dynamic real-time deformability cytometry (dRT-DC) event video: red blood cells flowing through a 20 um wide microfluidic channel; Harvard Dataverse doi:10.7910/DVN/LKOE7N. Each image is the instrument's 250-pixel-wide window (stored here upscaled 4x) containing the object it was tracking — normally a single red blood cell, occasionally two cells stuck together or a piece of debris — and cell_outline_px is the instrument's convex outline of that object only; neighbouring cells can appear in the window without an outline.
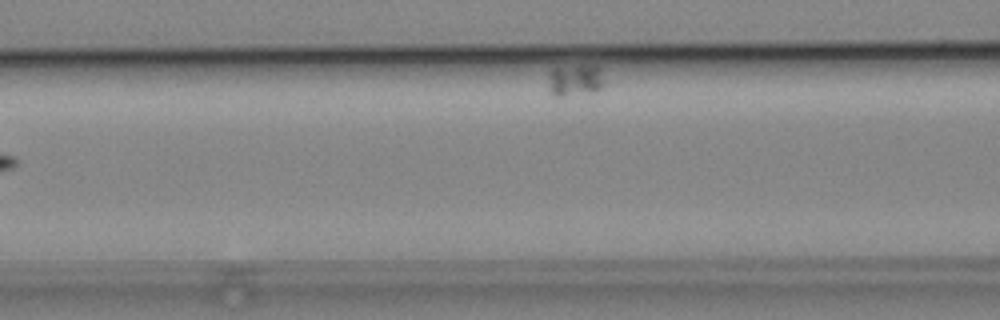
{"species": "common noctule bat (a hibernating species)", "species_latin": "Nyctalus noctula", "temperature_condition": "cold", "stored_images_in_passage": 7, "camera_frame_rate_fps": 3000, "um_per_image_px": 0.085, "animal": {"sex": "male", "body_mass_g": 19.2, "forearm_length_mm": 51.8}, "frame": {"image": 1, "passage_image": 7, "time_ms": 7.0, "image_size_px": [1000, 320], "cell_outline_px": [[604, 84], [596, 92], [560, 96], [556, 96], [548, 92], [548, 72], [552, 68], [580, 64], [600, 64], [604, 80]], "centroid_in_image_um": [48.9, 6.77], "position_along_channel_um": 117.7, "area_um2": 11.04}}